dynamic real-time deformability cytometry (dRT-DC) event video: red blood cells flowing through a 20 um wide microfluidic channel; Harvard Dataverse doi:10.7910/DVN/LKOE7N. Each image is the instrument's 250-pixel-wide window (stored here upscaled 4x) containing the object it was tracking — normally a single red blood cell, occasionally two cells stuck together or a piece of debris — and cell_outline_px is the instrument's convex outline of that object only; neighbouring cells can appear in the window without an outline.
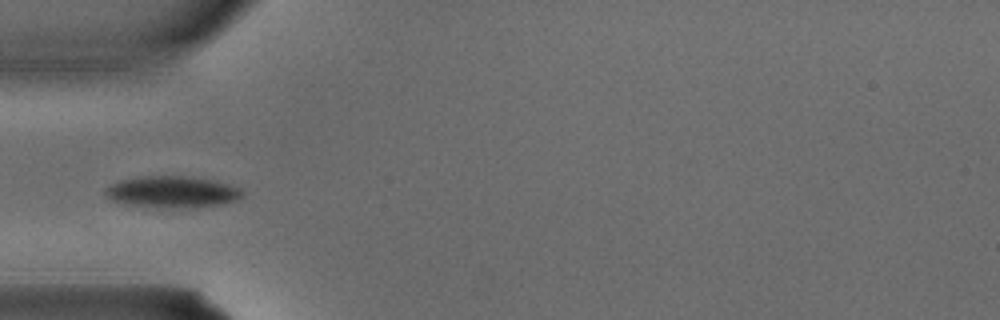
{"species": "common noctule bat (a hibernating species)", "species_latin": "Nyctalus noctula", "temperature_condition": "warm", "stored_images_in_passage": 2, "camera_frame_rate_fps": 3000, "um_per_image_px": 0.085, "animal": {"sex": "male", "body_mass_g": 15.6}, "frame": {"image": 1, "passage_image": 2, "time_ms": 0.333, "image_size_px": [1000, 320], "cell_outline_px": [[244, 196], [236, 200], [224, 204], [196, 208], [160, 208], [128, 204], [108, 200], [104, 192], [104, 188], [120, 180], [140, 176], [192, 176], [212, 180], [228, 184], [240, 188], [244, 192]], "centroid_in_image_um": [14.64, 16.32], "position_along_channel_um": 70.4, "area_um2": 25.72}}